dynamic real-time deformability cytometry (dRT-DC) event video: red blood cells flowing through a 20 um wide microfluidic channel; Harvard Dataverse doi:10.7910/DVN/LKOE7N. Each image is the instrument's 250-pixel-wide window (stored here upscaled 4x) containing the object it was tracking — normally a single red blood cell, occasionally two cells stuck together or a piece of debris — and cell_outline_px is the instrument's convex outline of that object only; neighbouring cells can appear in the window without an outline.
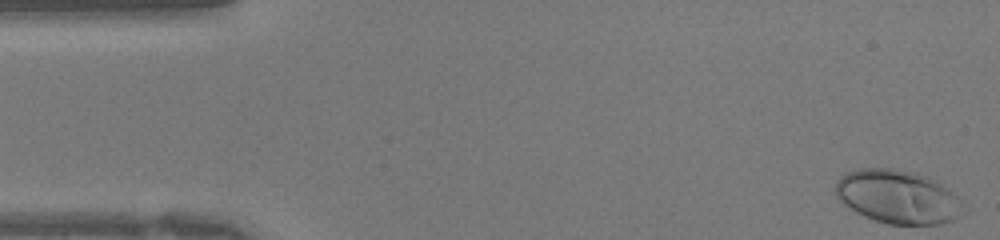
{"species": "human", "species_latin": "Homo sapiens", "temperature_condition": "warm", "stored_images_in_passage": 41, "camera_frame_rate_fps": 3000, "um_per_image_px": 0.085, "donor": {"sex": "female"}, "frame": {"image": 1, "passage_image": 1, "time_ms": 0.0, "image_size_px": [1000, 240], "cell_outline_px": [[968, 212], [952, 220], [940, 224], [888, 224], [864, 216], [856, 212], [844, 204], [836, 196], [836, 180], [840, 176], [848, 172], [860, 168], [892, 168], [928, 176], [936, 180], [952, 192], [968, 208]], "centroid_in_image_um": [76.35, 16.73], "position_along_channel_um": 8.6, "area_um2": 40.06}}
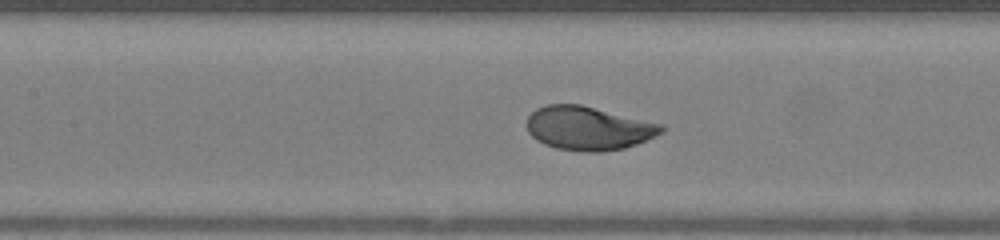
{"frame": {"image": 2, "passage_image": 18, "time_ms": 5.667, "image_size_px": [1000, 240], "cell_outline_px": [[668, 128], [664, 132], [656, 136], [636, 144], [624, 148], [600, 152], [584, 152], [556, 148], [544, 144], [536, 140], [528, 132], [528, 116], [536, 108], [544, 104], [580, 104], [664, 124]], "centroid_in_image_um": [50.05, 10.9], "position_along_channel_um": 157.4, "area_um2": 34.56}}
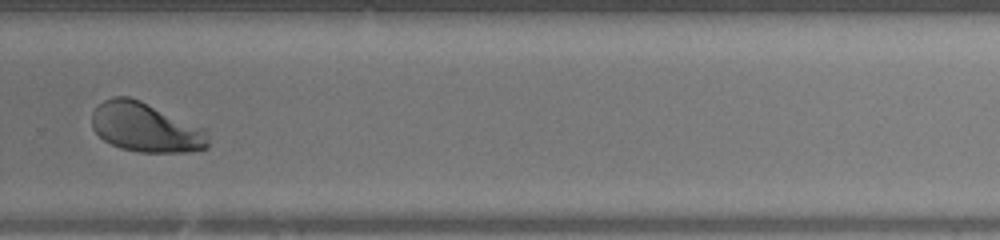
{"frame": {"image": 3, "passage_image": 28, "time_ms": 9.0, "image_size_px": [1000, 240], "cell_outline_px": [[208, 148], [192, 152], [140, 152], [120, 148], [104, 140], [92, 128], [92, 112], [104, 100], [116, 96], [128, 96], [140, 100], [208, 128]], "centroid_in_image_um": [12.45, 10.83], "position_along_channel_um": 317.4, "area_um2": 33.87}}